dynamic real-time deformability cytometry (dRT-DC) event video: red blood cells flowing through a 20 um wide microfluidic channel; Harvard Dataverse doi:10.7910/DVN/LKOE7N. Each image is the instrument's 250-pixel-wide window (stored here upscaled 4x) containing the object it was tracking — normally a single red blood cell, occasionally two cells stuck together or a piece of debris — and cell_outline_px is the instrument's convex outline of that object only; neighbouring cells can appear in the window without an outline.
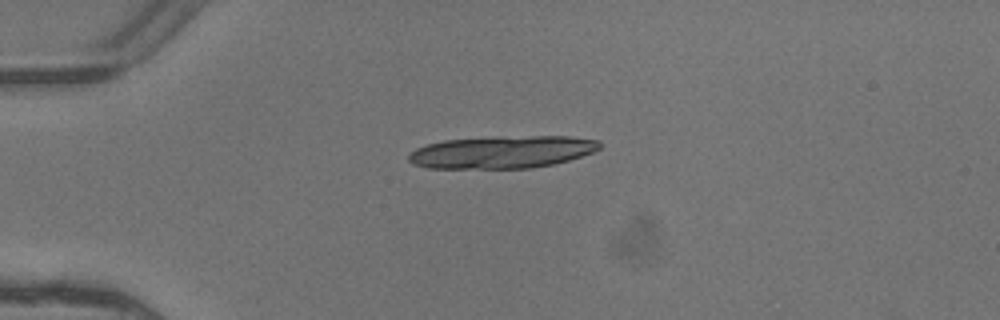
{"species": "common noctule bat (a hibernating species)", "species_latin": "Nyctalus noctula", "temperature_condition": "warm", "stored_images_in_passage": 2, "camera_frame_rate_fps": 3000, "um_per_image_px": 0.085, "animal": {"sex": "female"}, "frame": {"image": 1, "passage_image": 1, "time_ms": 0.0, "image_size_px": [1000, 320], "cell_outline_px": [[600, 148], [592, 152], [568, 160], [552, 164], [532, 168], [428, 168], [412, 164], [408, 160], [408, 156], [416, 148], [428, 144], [444, 140], [500, 136], [568, 136], [600, 140]], "centroid_in_image_um": [42.67, 12.92], "position_along_channel_um": 42.3, "area_um2": 36.13}}